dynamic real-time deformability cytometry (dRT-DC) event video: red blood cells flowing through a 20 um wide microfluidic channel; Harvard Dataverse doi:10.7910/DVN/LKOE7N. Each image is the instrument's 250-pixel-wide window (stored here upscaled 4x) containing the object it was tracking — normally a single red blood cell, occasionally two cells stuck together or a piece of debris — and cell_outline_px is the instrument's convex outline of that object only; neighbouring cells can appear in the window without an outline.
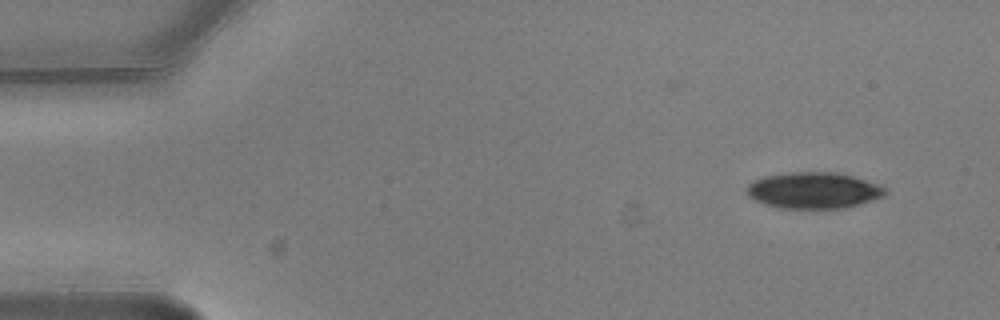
{"species": "common noctule bat (a hibernating species)", "species_latin": "Nyctalus noctula", "temperature_condition": "warm", "stored_images_in_passage": 3, "camera_frame_rate_fps": 3000, "um_per_image_px": 0.085, "animal": {"sex": "male", "body_mass_g": 20.5, "forearm_length_mm": 52.5}, "frame": {"image": 1, "passage_image": 1, "time_ms": 0.0, "image_size_px": [1000, 320], "cell_outline_px": [[888, 192], [884, 196], [860, 204], [844, 208], [780, 208], [764, 204], [748, 196], [748, 184], [764, 176], [792, 172], [836, 172], [852, 176], [880, 184], [888, 188]], "centroid_in_image_um": [69.21, 16.18], "position_along_channel_um": 15.8, "area_um2": 29.25}}